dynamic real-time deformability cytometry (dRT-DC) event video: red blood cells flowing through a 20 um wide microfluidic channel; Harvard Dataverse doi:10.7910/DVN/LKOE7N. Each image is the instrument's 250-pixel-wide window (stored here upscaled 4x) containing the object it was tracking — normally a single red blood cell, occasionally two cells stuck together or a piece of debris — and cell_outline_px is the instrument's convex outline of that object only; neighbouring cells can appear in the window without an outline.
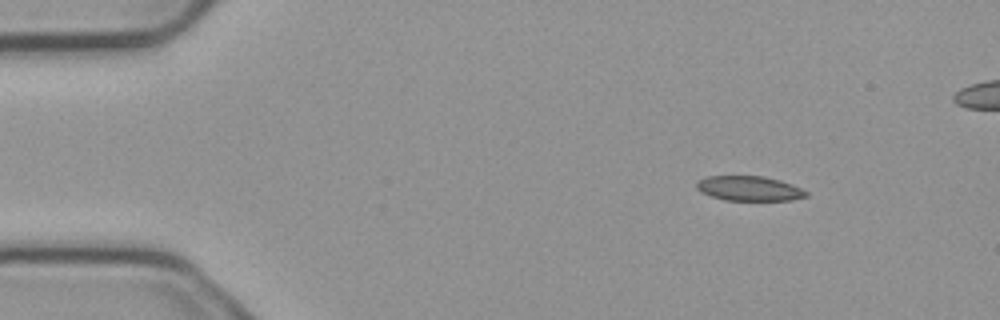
{"species": "common noctule bat (a hibernating species)", "species_latin": "Nyctalus noctula", "temperature_condition": "cold", "stored_images_in_passage": 5, "camera_frame_rate_fps": 3000, "um_per_image_px": 0.085, "animal": {"sex": "male", "body_mass_g": 23.1, "forearm_length_mm": 52.7}, "frame": {"image": 1, "passage_image": 1, "time_ms": 0.0, "image_size_px": [1000, 320], "cell_outline_px": [[808, 196], [792, 200], [724, 200], [712, 196], [696, 188], [696, 184], [700, 180], [708, 176], [764, 176], [780, 180], [792, 184], [808, 192]], "centroid_in_image_um": [63.73, 16.02], "position_along_channel_um": 21.3, "area_um2": 15.66}}
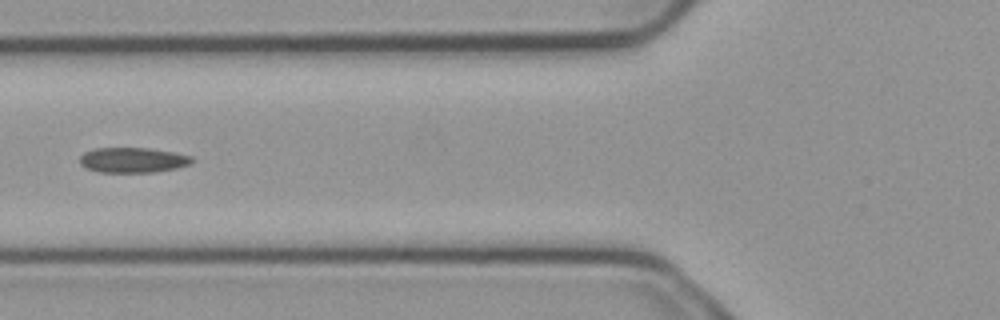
{"frame": {"image": 2, "passage_image": 5, "time_ms": 1.333, "image_size_px": [1000, 320], "cell_outline_px": [[196, 160], [192, 164], [176, 168], [156, 172], [100, 172], [84, 168], [80, 164], [80, 156], [84, 152], [96, 148], [148, 148], [172, 152], [192, 156]], "centroid_in_image_um": [11.31, 13.61], "position_along_channel_um": 114.5, "area_um2": 16.59}}